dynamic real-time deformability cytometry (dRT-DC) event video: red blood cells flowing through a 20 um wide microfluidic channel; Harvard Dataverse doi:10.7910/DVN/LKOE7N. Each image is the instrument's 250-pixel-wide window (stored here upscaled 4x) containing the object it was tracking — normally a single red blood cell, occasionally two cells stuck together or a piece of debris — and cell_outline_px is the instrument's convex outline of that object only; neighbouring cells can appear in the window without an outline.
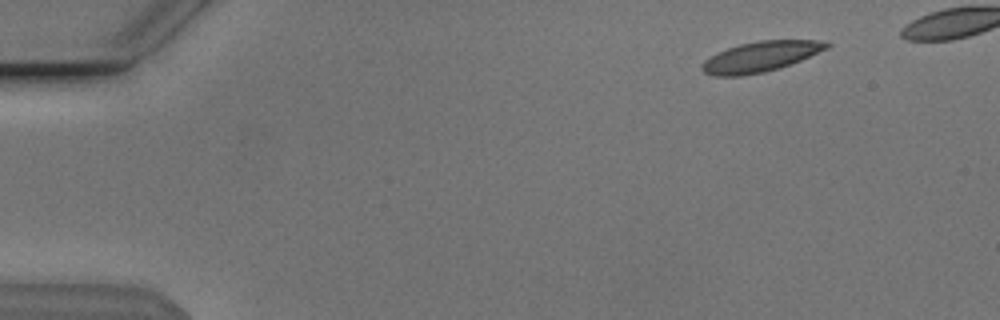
{"species": "Egyptian fruit bat (a non-hibernating species)", "species_latin": "Rousettus aegyptiacus", "temperature_condition": "cold", "stored_images_in_passage": 45, "camera_frame_rate_fps": 3000, "um_per_image_px": 0.085, "animal": {"sex": "male"}, "frame": {"image": 1, "passage_image": 2, "time_ms": 0.333, "image_size_px": [1000, 320], "cell_outline_px": [[832, 44], [828, 48], [800, 60], [764, 72], [740, 76], [716, 76], [704, 72], [700, 68], [700, 64], [704, 60], [716, 52], [740, 44], [760, 40], [816, 40]], "centroid_in_image_um": [64.58, 4.81], "position_along_channel_um": 20.4, "area_um2": 21.79}}
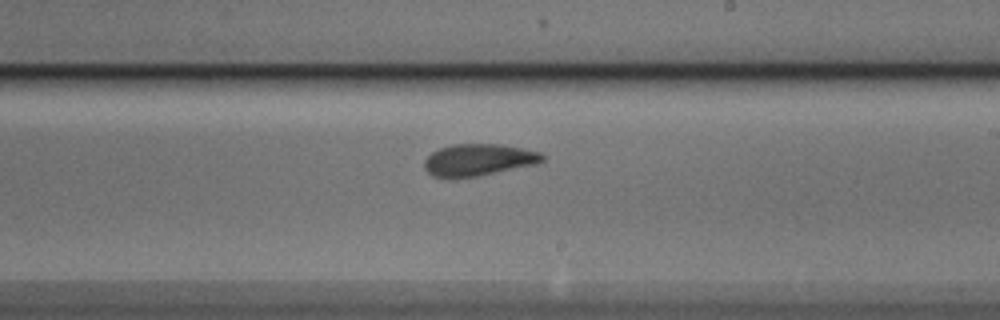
{"frame": {"image": 2, "passage_image": 28, "time_ms": 9.0, "image_size_px": [1000, 320], "cell_outline_px": [[544, 160], [536, 164], [476, 176], [452, 180], [448, 180], [432, 176], [424, 168], [424, 160], [432, 152], [440, 148], [452, 144], [500, 144], [540, 152], [544, 156]], "centroid_in_image_um": [40.6, 13.61], "position_along_channel_um": 248.4, "area_um2": 22.14}}
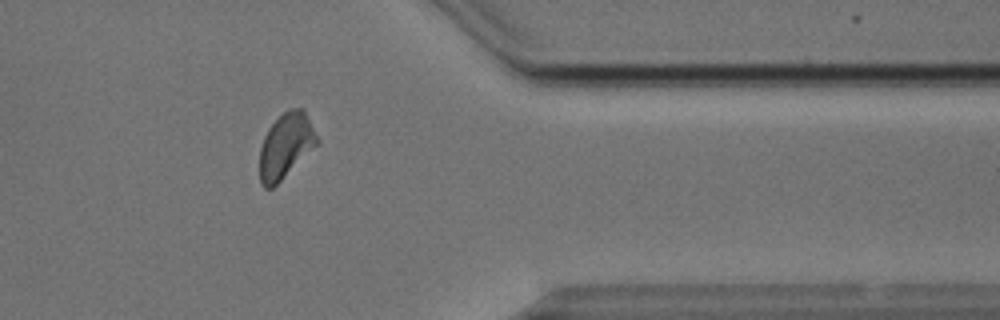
{"frame": {"image": 3, "passage_image": 40, "time_ms": 13.0, "image_size_px": [1000, 320], "cell_outline_px": [[320, 144], [272, 188], [264, 188], [260, 184], [260, 148], [264, 136], [268, 128], [288, 108], [304, 108], [320, 140]], "centroid_in_image_um": [24.32, 12.38], "position_along_channel_um": 387.1, "area_um2": 22.02}}